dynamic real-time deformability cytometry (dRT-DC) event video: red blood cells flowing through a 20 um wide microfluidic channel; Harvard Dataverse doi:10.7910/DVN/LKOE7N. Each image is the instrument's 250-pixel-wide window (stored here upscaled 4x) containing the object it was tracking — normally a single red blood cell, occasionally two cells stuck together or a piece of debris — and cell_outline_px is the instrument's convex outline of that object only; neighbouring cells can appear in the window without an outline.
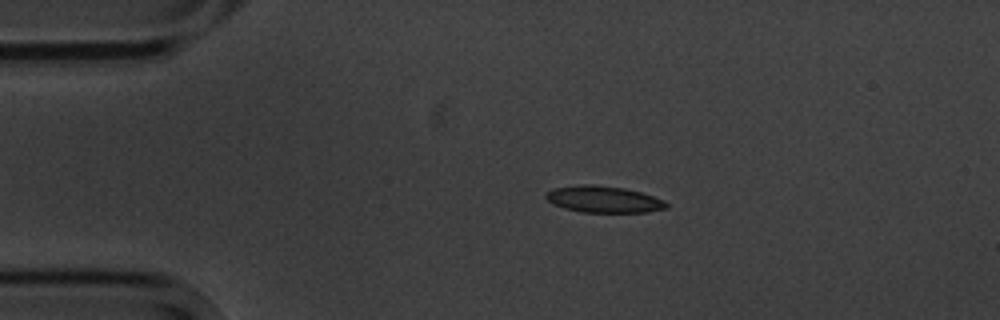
{"species": "common noctule bat (a hibernating species)", "species_latin": "Nyctalus noctula", "temperature_condition": "cold", "stored_images_in_passage": 3, "camera_frame_rate_fps": 3000, "um_per_image_px": 0.085, "animal": {"sex": "male", "body_mass_g": 20.1, "forearm_length_mm": 53.5}, "frame": {"image": 1, "passage_image": 1, "time_ms": 0.0, "image_size_px": [1000, 320], "cell_outline_px": [[668, 208], [648, 212], [580, 212], [564, 208], [552, 204], [544, 196], [552, 188], [584, 184], [592, 184], [624, 188], [640, 192], [664, 200], [668, 204]], "centroid_in_image_um": [51.3, 16.94], "position_along_channel_um": 33.7, "area_um2": 18.67}}
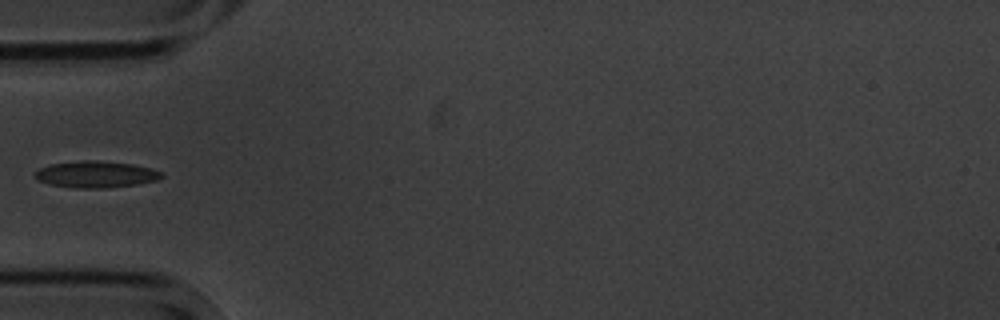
{"frame": {"image": 2, "passage_image": 3, "time_ms": 2.333, "image_size_px": [1000, 320], "cell_outline_px": [[164, 176], [156, 180], [136, 184], [104, 188], [76, 188], [48, 184], [36, 180], [32, 172], [40, 168], [52, 164], [84, 160], [96, 160], [132, 164], [152, 168], [164, 172]], "centroid_in_image_um": [8.13, 14.82], "position_along_channel_um": 76.9, "area_um2": 19.71}}